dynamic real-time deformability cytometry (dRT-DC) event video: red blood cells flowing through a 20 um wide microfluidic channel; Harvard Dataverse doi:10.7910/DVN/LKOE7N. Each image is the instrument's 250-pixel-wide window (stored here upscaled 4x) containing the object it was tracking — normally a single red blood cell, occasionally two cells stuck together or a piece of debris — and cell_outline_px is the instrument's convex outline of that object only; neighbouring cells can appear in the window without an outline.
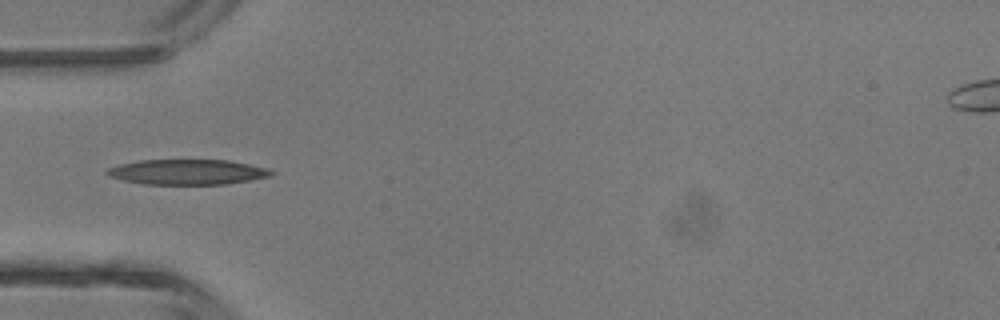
{"species": "common noctule bat (a hibernating species)", "species_latin": "Nyctalus noctula", "temperature_condition": "room temperature", "stored_images_in_passage": 5, "camera_frame_rate_fps": 3000, "um_per_image_px": 0.085, "animal": {"sex": "male", "body_mass_g": 13.3}, "frame": {"image": 1, "passage_image": 4, "time_ms": 3.667, "image_size_px": [1000, 320], "cell_outline_px": [[276, 172], [272, 176], [228, 184], [144, 184], [124, 180], [108, 176], [104, 172], [108, 168], [120, 164], [140, 160], [228, 160], [268, 168]], "centroid_in_image_um": [15.95, 14.62], "position_along_channel_um": 69.0, "area_um2": 24.16}}
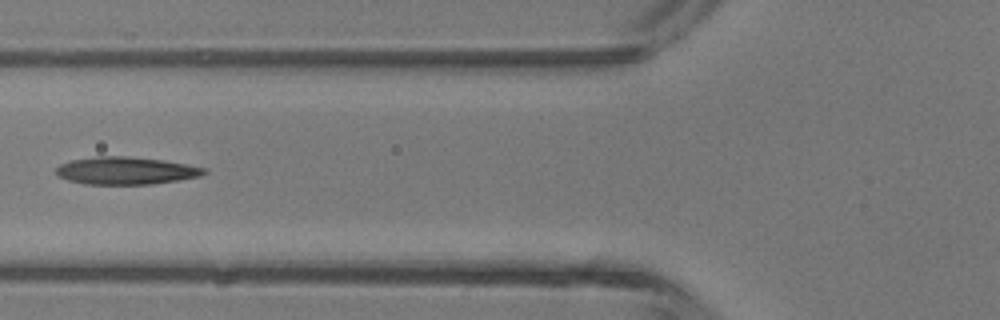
{"frame": {"image": 2, "passage_image": 5, "time_ms": 4.667, "image_size_px": [1000, 320], "cell_outline_px": [[208, 172], [200, 176], [152, 184], [84, 184], [68, 180], [60, 176], [56, 172], [56, 168], [60, 164], [72, 160], [96, 156], [128, 156], [160, 160], [184, 164], [204, 168]], "centroid_in_image_um": [10.67, 14.51], "position_along_channel_um": 115.1, "area_um2": 23.41}}